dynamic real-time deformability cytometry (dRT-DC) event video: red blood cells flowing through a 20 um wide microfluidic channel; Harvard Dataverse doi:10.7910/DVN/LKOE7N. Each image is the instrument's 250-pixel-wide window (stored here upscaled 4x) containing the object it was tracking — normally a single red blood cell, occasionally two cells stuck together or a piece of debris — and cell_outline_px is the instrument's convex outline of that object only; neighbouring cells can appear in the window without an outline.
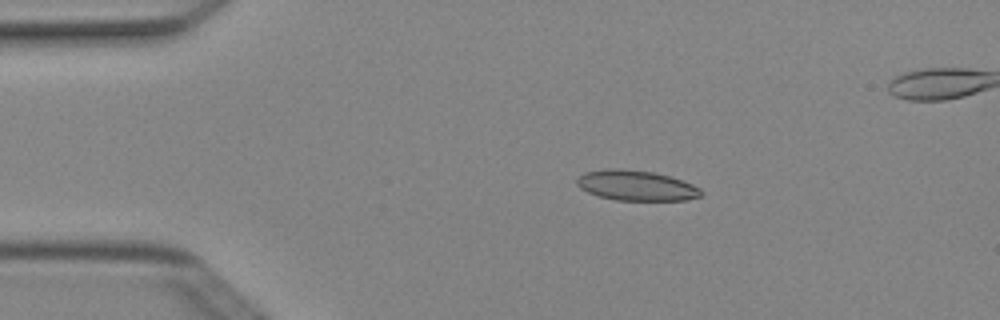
{"species": "Egyptian fruit bat (a non-hibernating species)", "species_latin": "Rousettus aegyptiacus", "temperature_condition": "cold", "stored_images_in_passage": 5, "camera_frame_rate_fps": 3000, "um_per_image_px": 0.085, "animal": {"sex": "female"}, "frame": {"image": 1, "passage_image": 2, "time_ms": 0.333, "image_size_px": [1000, 320], "cell_outline_px": [[704, 192], [700, 196], [684, 200], [616, 200], [600, 196], [588, 192], [580, 188], [576, 184], [576, 180], [584, 172], [604, 168], [620, 168], [656, 172], [692, 184], [700, 188]], "centroid_in_image_um": [54.05, 15.75], "position_along_channel_um": 30.9, "area_um2": 21.91}}
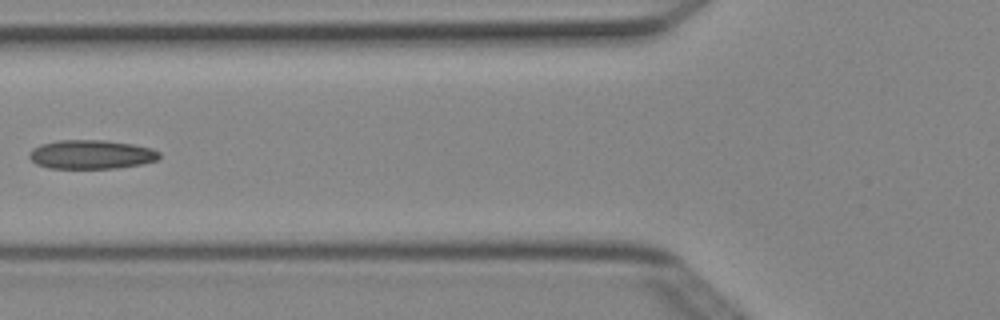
{"frame": {"image": 2, "passage_image": 5, "time_ms": 1.333, "image_size_px": [1000, 320], "cell_outline_px": [[160, 156], [156, 160], [140, 164], [116, 168], [48, 168], [36, 164], [28, 156], [28, 152], [32, 148], [40, 144], [56, 140], [104, 140], [132, 144], [152, 148], [160, 152]], "centroid_in_image_um": [7.71, 13.12], "position_along_channel_um": 118.1, "area_um2": 22.02}}